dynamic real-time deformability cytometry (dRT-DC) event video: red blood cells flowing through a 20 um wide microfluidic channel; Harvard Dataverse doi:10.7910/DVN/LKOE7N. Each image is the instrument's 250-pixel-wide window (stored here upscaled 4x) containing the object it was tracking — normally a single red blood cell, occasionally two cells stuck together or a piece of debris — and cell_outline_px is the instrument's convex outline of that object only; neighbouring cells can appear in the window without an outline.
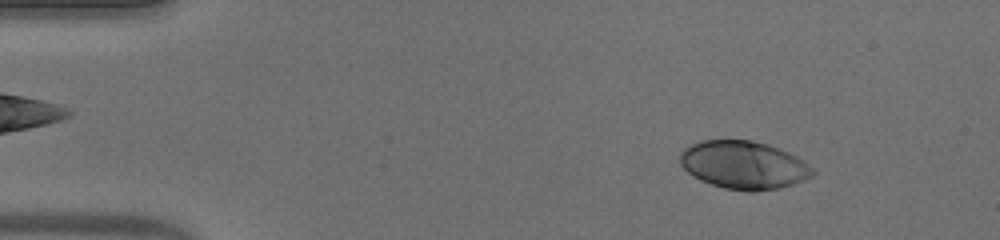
{"species": "human", "species_latin": "Homo sapiens", "temperature_condition": "warm", "stored_images_in_passage": 51, "camera_frame_rate_fps": 3000, "um_per_image_px": 0.085, "donor": {"sex": "male"}, "frame": {"image": 1, "passage_image": 6, "time_ms": 1.667, "image_size_px": [1000, 240], "cell_outline_px": [[816, 172], [812, 176], [804, 180], [780, 188], [756, 192], [748, 192], [724, 188], [700, 180], [692, 176], [680, 164], [680, 152], [684, 148], [700, 140], [752, 140], [768, 144], [788, 152], [804, 160]], "centroid_in_image_um": [63.22, 14.03], "position_along_channel_um": 21.8, "area_um2": 37.34}}
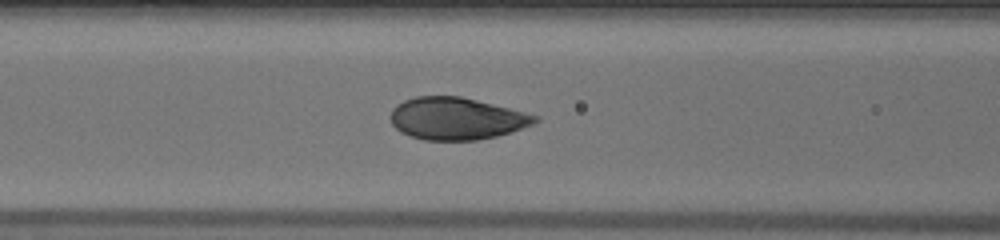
{"frame": {"image": 2, "passage_image": 21, "time_ms": 6.667, "image_size_px": [1000, 240], "cell_outline_px": [[540, 120], [532, 124], [496, 136], [476, 140], [424, 140], [400, 132], [392, 124], [388, 116], [392, 108], [396, 104], [404, 100], [416, 96], [460, 96], [540, 116]], "centroid_in_image_um": [38.74, 10.07], "position_along_channel_um": 127.9, "area_um2": 35.37}}
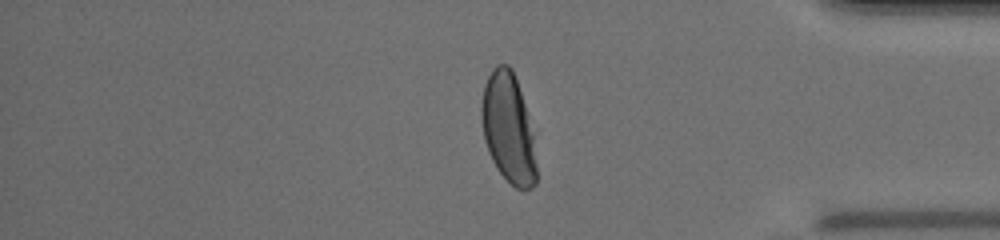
{"frame": {"image": 3, "passage_image": 43, "time_ms": 14.0, "image_size_px": [1000, 240], "cell_outline_px": [[536, 184], [532, 188], [524, 192], [516, 188], [496, 168], [488, 152], [484, 140], [480, 116], [480, 108], [484, 84], [492, 68], [496, 64], [508, 64], [512, 68], [524, 104], [532, 136], [536, 164]], "centroid_in_image_um": [43.17, 10.91], "position_along_channel_um": 392.0, "area_um2": 34.97}, "authors_computed_cell_mechanics": {"area_um2": 37.2232, "velocity_mm_per_s": 3.9123, "shape_relaxation_time_tau1_ms": 3.3745, "shape_relaxation_time_tau2_ms": null, "deformation_change_tau1": 0.2001, "deformation_change_tau2": null}}